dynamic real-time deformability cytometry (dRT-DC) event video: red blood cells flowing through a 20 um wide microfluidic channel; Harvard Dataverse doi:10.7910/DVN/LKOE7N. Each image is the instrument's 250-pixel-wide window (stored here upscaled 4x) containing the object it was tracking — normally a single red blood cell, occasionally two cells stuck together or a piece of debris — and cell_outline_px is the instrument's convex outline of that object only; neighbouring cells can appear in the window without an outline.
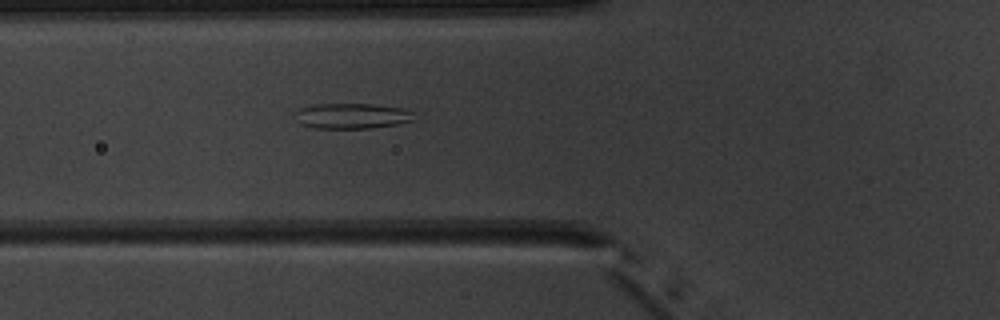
{"species": "common noctule bat (a hibernating species)", "species_latin": "Nyctalus noctula", "temperature_condition": "warm", "stored_images_in_passage": 2, "camera_frame_rate_fps": 3000, "um_per_image_px": 0.085, "animal": {"sex": "male", "body_mass_g": 20.1, "forearm_length_mm": 53.5}, "frame": {"image": 1, "passage_image": 2, "time_ms": 1.0, "image_size_px": [1000, 320], "cell_outline_px": [[412, 120], [396, 124], [372, 128], [316, 128], [300, 124], [292, 116], [300, 108], [320, 104], [372, 104], [400, 108], [412, 112]], "centroid_in_image_um": [29.84, 9.86], "position_along_channel_um": 96.0, "area_um2": 17.4}}